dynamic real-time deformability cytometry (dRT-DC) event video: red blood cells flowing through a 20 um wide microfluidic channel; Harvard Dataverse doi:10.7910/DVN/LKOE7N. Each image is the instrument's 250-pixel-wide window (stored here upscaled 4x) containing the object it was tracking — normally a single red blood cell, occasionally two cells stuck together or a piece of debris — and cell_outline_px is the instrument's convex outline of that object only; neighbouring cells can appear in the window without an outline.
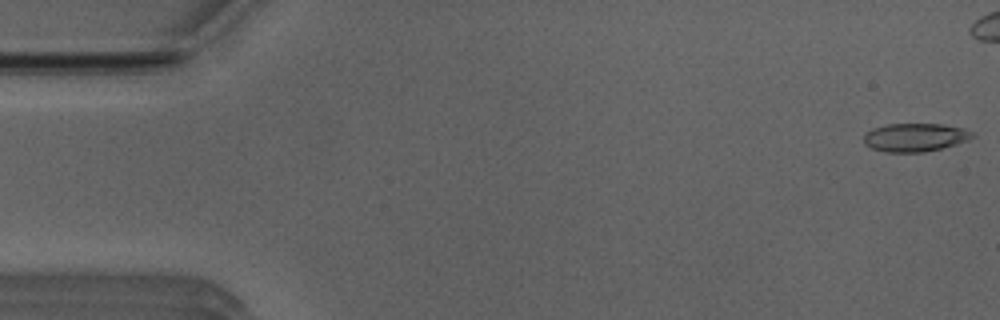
{"species": "Egyptian fruit bat (a non-hibernating species)", "species_latin": "Rousettus aegyptiacus", "temperature_condition": "room temperature", "stored_images_in_passage": 42, "camera_frame_rate_fps": 3000, "um_per_image_px": 0.085, "animal": {"sex": "male"}, "frame": {"image": 1, "passage_image": 1, "time_ms": 0.0, "image_size_px": [1000, 320], "cell_outline_px": [[976, 136], [968, 140], [956, 144], [924, 152], [884, 152], [872, 148], [864, 144], [864, 136], [872, 128], [888, 124], [944, 124], [964, 128], [972, 132]], "centroid_in_image_um": [77.79, 11.67], "position_along_channel_um": 7.2, "area_um2": 17.92}}
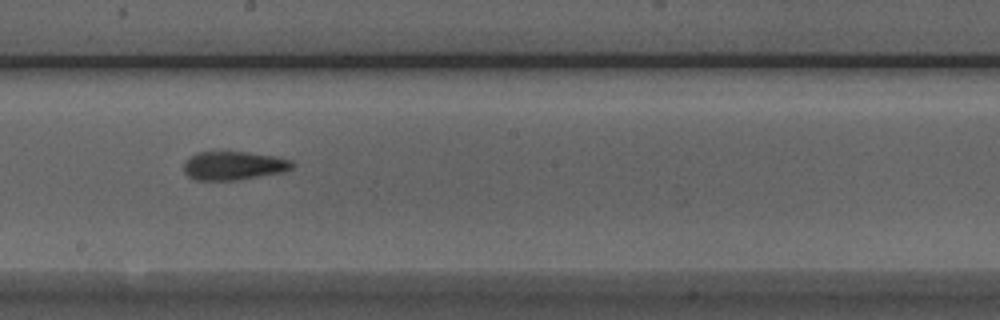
{"frame": {"image": 2, "passage_image": 28, "time_ms": 9.0, "image_size_px": [1000, 320], "cell_outline_px": [[296, 164], [292, 168], [280, 172], [236, 180], [196, 180], [188, 176], [184, 172], [184, 160], [188, 156], [196, 152], [248, 152], [276, 156], [292, 160]], "centroid_in_image_um": [19.83, 14.06], "position_along_channel_um": 228.4, "area_um2": 18.15}}
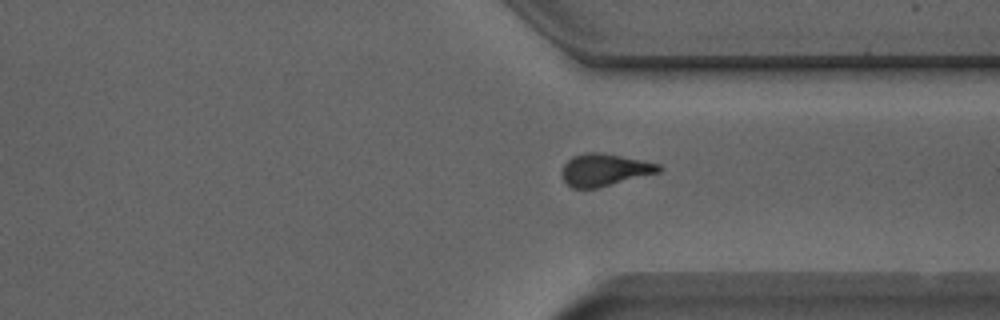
{"frame": {"image": 3, "passage_image": 38, "time_ms": 12.333, "image_size_px": [1000, 320], "cell_outline_px": [[664, 168], [660, 172], [596, 188], [572, 188], [564, 180], [560, 172], [564, 164], [572, 156], [588, 152], [600, 152], [660, 164]], "centroid_in_image_um": [51.37, 14.43], "position_along_channel_um": 360.0, "area_um2": 18.09}}